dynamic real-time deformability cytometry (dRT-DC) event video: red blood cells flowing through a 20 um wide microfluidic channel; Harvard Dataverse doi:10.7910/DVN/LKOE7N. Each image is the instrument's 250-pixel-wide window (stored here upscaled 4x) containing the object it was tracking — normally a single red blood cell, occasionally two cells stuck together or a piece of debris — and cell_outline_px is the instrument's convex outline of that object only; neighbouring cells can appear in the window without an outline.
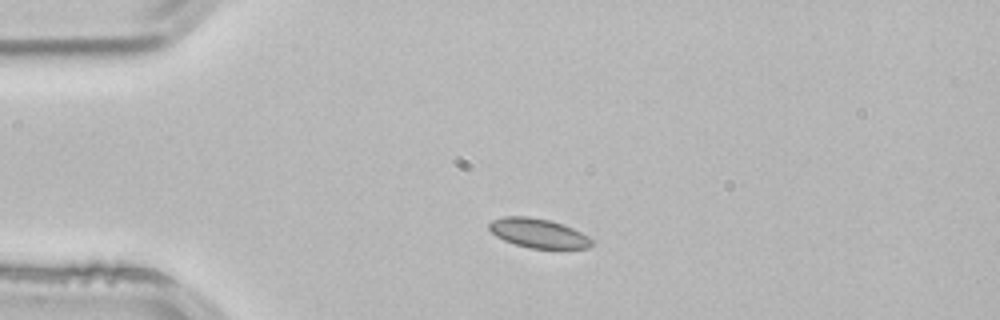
{"species": "common noctule bat (a hibernating species)", "species_latin": "Nyctalus noctula", "temperature_condition": "room temperature", "stored_images_in_passage": 2, "camera_frame_rate_fps": 3000, "um_per_image_px": 0.085, "animal": {"sex": "male", "body_mass_g": 21.5, "forearm_length_mm": 52.0}, "frame": {"image": 1, "passage_image": 1, "time_ms": 0.0, "image_size_px": [1000, 320], "cell_outline_px": [[592, 244], [588, 248], [528, 248], [504, 240], [496, 236], [488, 228], [488, 224], [492, 220], [504, 216], [528, 216], [548, 220], [572, 228], [588, 236], [592, 240]], "centroid_in_image_um": [45.72, 19.81], "position_along_channel_um": 39.3, "area_um2": 17.28}}
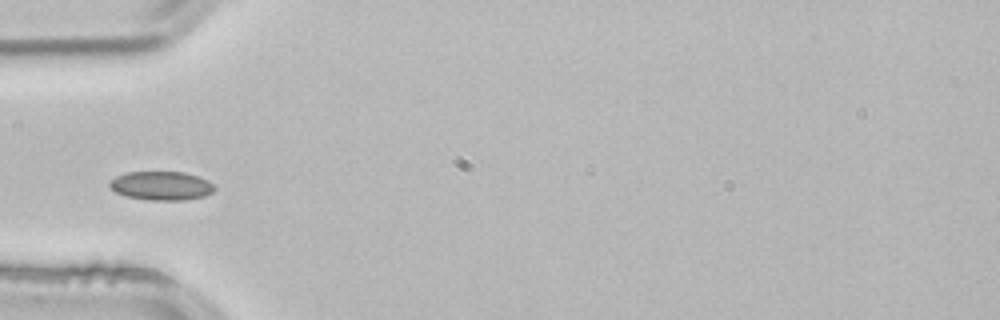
{"frame": {"image": 2, "passage_image": 2, "time_ms": 0.333, "image_size_px": [1000, 320], "cell_outline_px": [[216, 188], [212, 192], [204, 196], [184, 200], [148, 200], [128, 196], [116, 192], [108, 184], [108, 180], [116, 176], [128, 172], [184, 172], [208, 180]], "centroid_in_image_um": [13.7, 15.78], "position_along_channel_um": 71.3, "area_um2": 17.51}}